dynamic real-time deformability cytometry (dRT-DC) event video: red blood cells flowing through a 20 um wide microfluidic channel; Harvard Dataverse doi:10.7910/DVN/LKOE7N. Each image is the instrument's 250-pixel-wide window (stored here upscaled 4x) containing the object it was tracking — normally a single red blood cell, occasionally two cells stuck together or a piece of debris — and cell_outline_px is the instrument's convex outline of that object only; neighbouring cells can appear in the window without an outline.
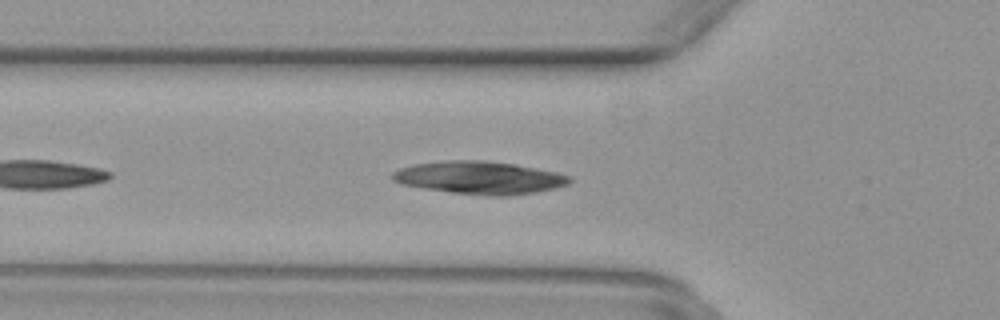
{"species": "common noctule bat (a hibernating species)", "species_latin": "Nyctalus noctula", "temperature_condition": "warm", "stored_images_in_passage": 38, "camera_frame_rate_fps": 3000, "um_per_image_px": 0.085, "animal": {"sex": "female", "body_mass_g": 29.2, "forearm_length_mm": 56.3}, "frame": {"image": 1, "passage_image": 5, "time_ms": 1.333, "image_size_px": [1000, 320], "cell_outline_px": [[572, 180], [568, 184], [556, 188], [536, 192], [508, 196], [488, 196], [452, 192], [424, 188], [400, 184], [392, 180], [392, 172], [400, 168], [416, 164], [448, 160], [484, 160], [516, 164], [556, 172], [572, 176]], "centroid_in_image_um": [40.79, 15.1], "position_along_channel_um": 85.0, "area_um2": 33.87}}
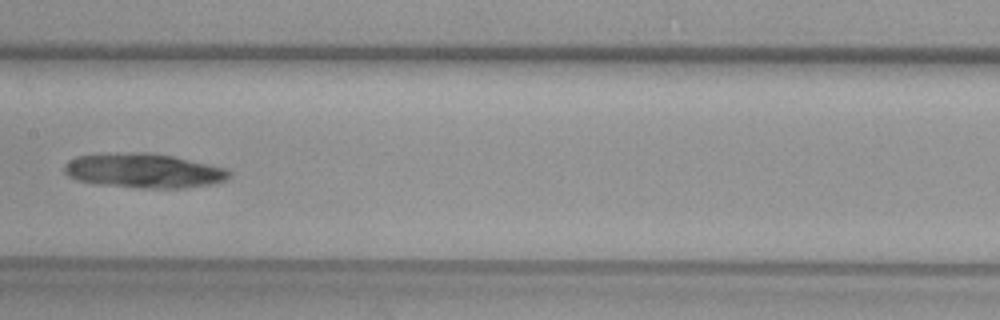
{"frame": {"image": 2, "passage_image": 13, "time_ms": 4.0, "image_size_px": [1000, 320], "cell_outline_px": [[232, 176], [224, 180], [212, 184], [184, 188], [140, 188], [96, 184], [80, 180], [68, 176], [64, 172], [64, 164], [68, 160], [76, 156], [116, 152], [144, 152], [172, 156], [228, 168], [232, 172]], "centroid_in_image_um": [12.23, 14.5], "position_along_channel_um": 195.2, "area_um2": 33.41}}
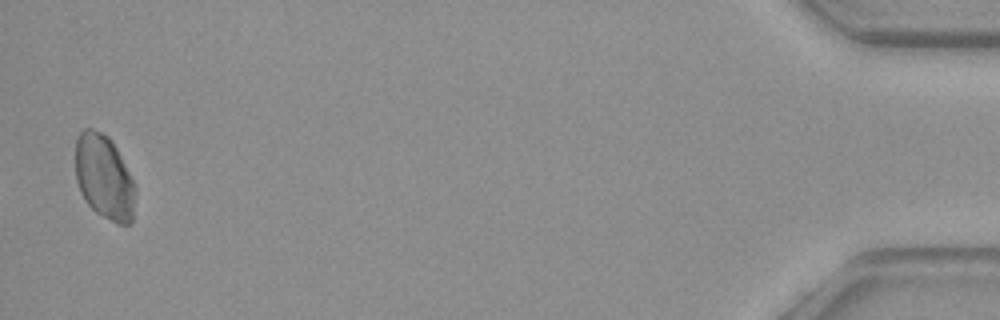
{"frame": {"image": 3, "passage_image": 37, "time_ms": 12.0, "image_size_px": [1000, 320], "cell_outline_px": [[136, 188], [132, 220], [128, 224], [116, 224], [96, 212], [84, 200], [80, 192], [76, 180], [76, 136], [84, 128], [92, 128], [108, 136], [112, 140], [136, 184]], "centroid_in_image_um": [8.86, 15.05], "position_along_channel_um": 426.3, "area_um2": 29.77}}